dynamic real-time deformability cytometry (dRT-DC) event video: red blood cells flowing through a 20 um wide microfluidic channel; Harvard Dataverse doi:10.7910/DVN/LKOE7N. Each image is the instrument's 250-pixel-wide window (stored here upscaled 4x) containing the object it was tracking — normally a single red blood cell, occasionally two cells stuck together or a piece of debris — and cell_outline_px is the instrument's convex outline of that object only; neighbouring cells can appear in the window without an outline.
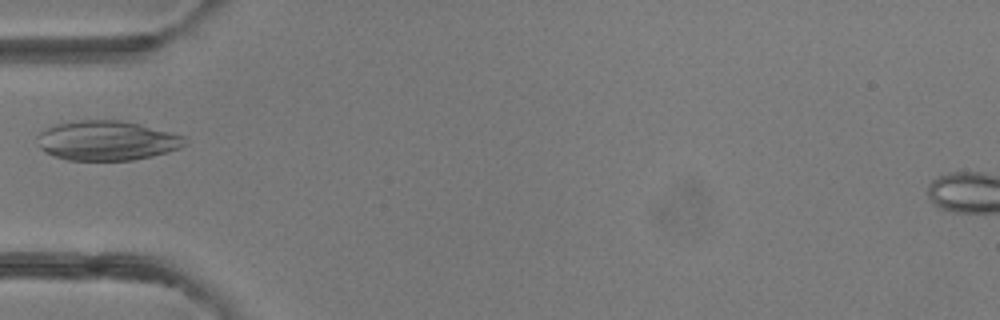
{"species": "common noctule bat (a hibernating species)", "species_latin": "Nyctalus noctula", "temperature_condition": "room temperature", "stored_images_in_passage": 6, "camera_frame_rate_fps": 3000, "um_per_image_px": 0.085, "animal": {"sex": "female"}, "frame": {"image": 1, "passage_image": 5, "time_ms": 4.667, "image_size_px": [1000, 320], "cell_outline_px": [[188, 144], [180, 148], [168, 152], [152, 156], [132, 160], [68, 160], [44, 152], [40, 148], [36, 136], [40, 132], [56, 124], [76, 120], [120, 120], [140, 124], [184, 136], [188, 140]], "centroid_in_image_um": [9.1, 11.95], "position_along_channel_um": 75.9, "area_um2": 34.16}}
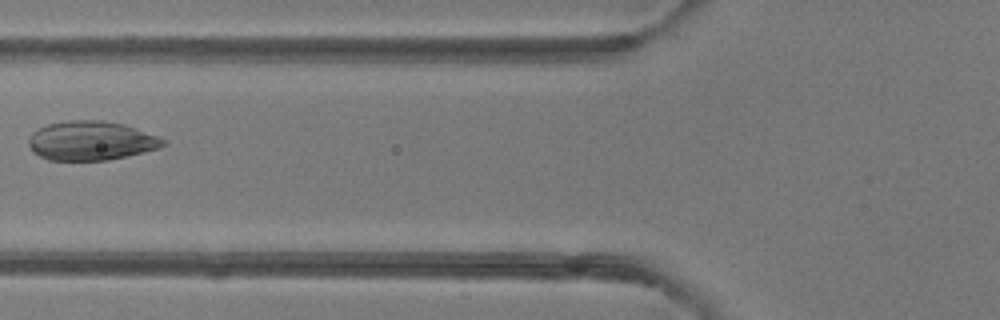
{"frame": {"image": 2, "passage_image": 6, "time_ms": 5.667, "image_size_px": [1000, 320], "cell_outline_px": [[168, 144], [160, 148], [144, 152], [108, 160], [48, 160], [32, 152], [28, 144], [28, 136], [32, 132], [48, 124], [68, 120], [100, 120], [124, 124], [160, 136], [168, 140]], "centroid_in_image_um": [7.77, 11.96], "position_along_channel_um": 118.0, "area_um2": 31.04}}